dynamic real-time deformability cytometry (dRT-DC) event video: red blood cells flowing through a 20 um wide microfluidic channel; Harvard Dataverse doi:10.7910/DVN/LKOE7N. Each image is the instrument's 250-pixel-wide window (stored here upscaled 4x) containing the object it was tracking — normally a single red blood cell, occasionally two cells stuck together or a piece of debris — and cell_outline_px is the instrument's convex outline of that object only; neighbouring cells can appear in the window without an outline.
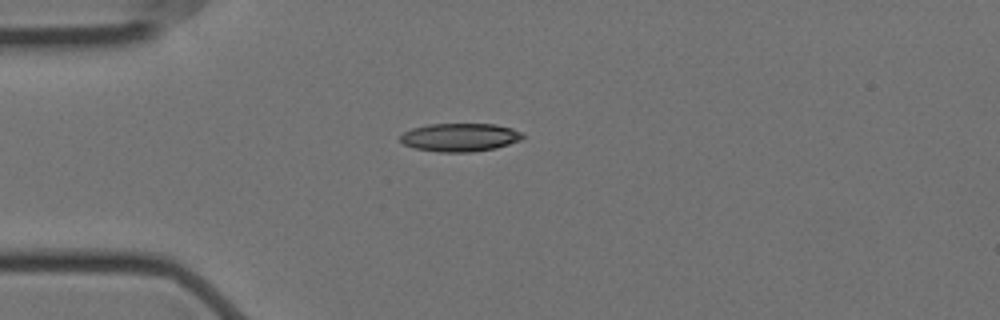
{"species": "Egyptian fruit bat (a non-hibernating species)", "species_latin": "Rousettus aegyptiacus", "temperature_condition": "cold", "stored_images_in_passage": 39, "camera_frame_rate_fps": 3000, "um_per_image_px": 0.085, "animal": {"sex": "female"}, "frame": {"image": 1, "passage_image": 1, "time_ms": 0.0, "image_size_px": [1000, 320], "cell_outline_px": [[524, 136], [520, 140], [496, 148], [472, 152], [440, 152], [416, 148], [404, 144], [400, 140], [400, 136], [404, 132], [412, 128], [428, 124], [496, 124], [512, 128], [524, 132]], "centroid_in_image_um": [39.12, 11.67], "position_along_channel_um": 45.9, "area_um2": 20.17}}
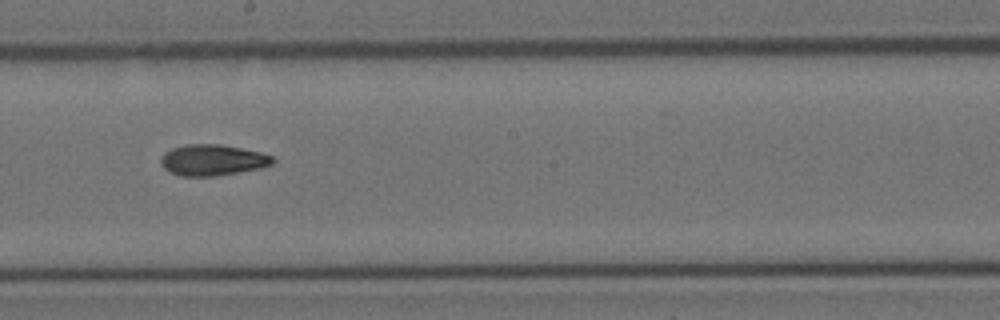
{"frame": {"image": 2, "passage_image": 18, "time_ms": 5.667, "image_size_px": [1000, 320], "cell_outline_px": [[276, 160], [272, 164], [260, 168], [212, 176], [180, 176], [164, 168], [160, 164], [160, 160], [164, 152], [172, 148], [188, 144], [220, 144], [260, 152], [272, 156]], "centroid_in_image_um": [18.05, 13.6], "position_along_channel_um": 230.2, "area_um2": 20.06}}
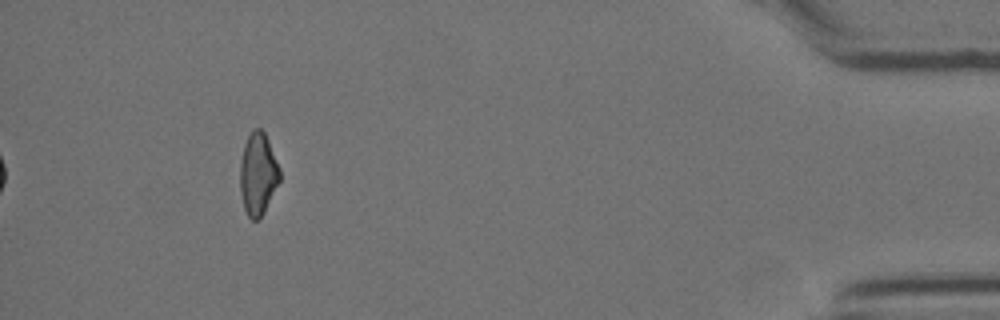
{"frame": {"image": 3, "passage_image": 39, "time_ms": 12.667, "image_size_px": [1000, 320], "cell_outline_px": [[280, 180], [260, 220], [252, 220], [248, 216], [244, 208], [240, 192], [240, 164], [244, 144], [252, 128], [260, 128], [264, 132], [268, 140], [280, 168]], "centroid_in_image_um": [21.92, 14.79], "position_along_channel_um": 413.3, "area_um2": 19.07}, "authors_computed_cell_mechanics": {"area_um2": 19.8832, "velocity_mm_per_s": 3.532, "shape_relaxation_time_tau1_ms": 8.6341, "shape_relaxation_time_tau2_ms": 6.5981, "deformation_change_tau1": 0.2158, "deformation_change_tau2": 0.1408}}